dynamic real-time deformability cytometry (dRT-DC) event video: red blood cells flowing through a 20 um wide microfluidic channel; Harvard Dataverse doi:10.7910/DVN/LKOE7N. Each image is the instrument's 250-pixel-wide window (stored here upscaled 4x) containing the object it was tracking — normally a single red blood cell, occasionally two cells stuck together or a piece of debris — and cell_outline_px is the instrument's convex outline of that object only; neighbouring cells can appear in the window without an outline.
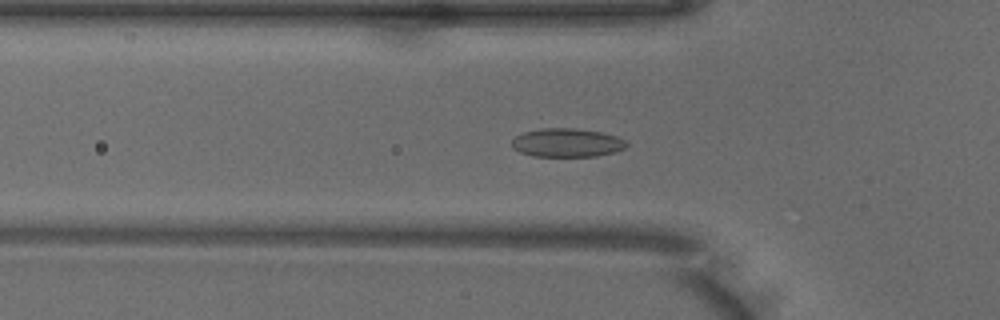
{"species": "common noctule bat (a hibernating species)", "species_latin": "Nyctalus noctula", "temperature_condition": "warm", "stored_images_in_passage": 49, "camera_frame_rate_fps": 3000, "um_per_image_px": 0.085, "animal": {"sex": "male", "body_mass_g": 18.8}, "frame": {"image": 1, "passage_image": 15, "time_ms": 4.667, "image_size_px": [1000, 320], "cell_outline_px": [[628, 144], [624, 148], [616, 152], [596, 156], [532, 156], [520, 152], [512, 148], [512, 140], [516, 136], [524, 132], [540, 128], [576, 128], [600, 132], [616, 136], [624, 140]], "centroid_in_image_um": [48.18, 12.13], "position_along_channel_um": 77.6, "area_um2": 19.13}}
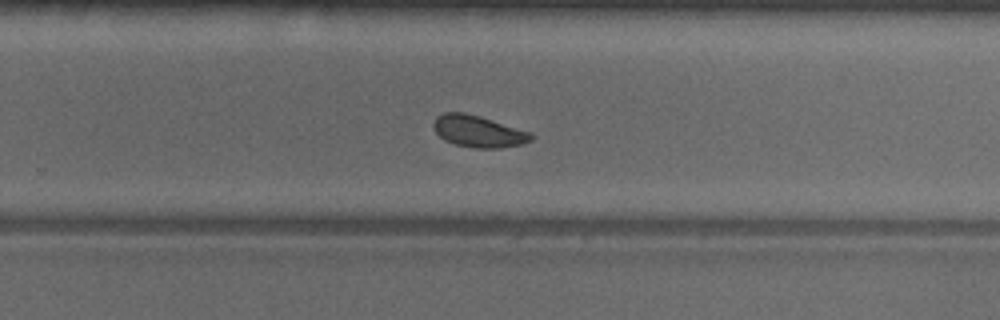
{"frame": {"image": 2, "passage_image": 31, "time_ms": 10.0, "image_size_px": [1000, 320], "cell_outline_px": [[532, 140], [520, 144], [500, 148], [476, 148], [456, 144], [444, 140], [436, 132], [432, 124], [436, 116], [444, 112], [464, 112], [480, 116], [532, 132]], "centroid_in_image_um": [40.65, 11.15], "position_along_channel_um": 289.2, "area_um2": 18.03}}
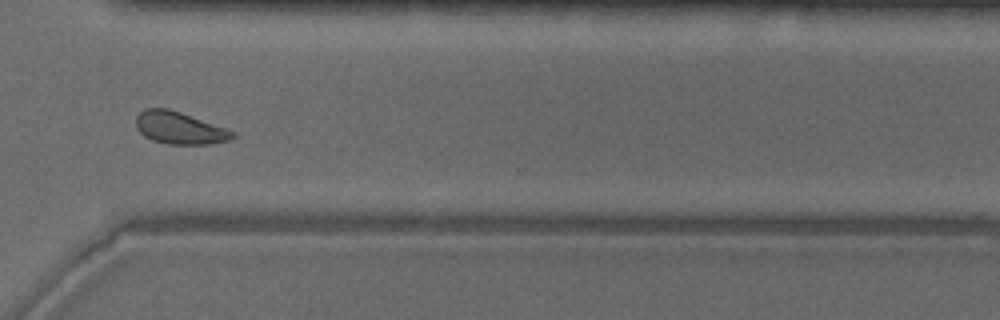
{"frame": {"image": 3, "passage_image": 36, "time_ms": 11.667, "image_size_px": [1000, 320], "cell_outline_px": [[236, 136], [232, 140], [212, 144], [168, 144], [152, 140], [144, 136], [136, 128], [136, 116], [144, 108], [168, 108], [180, 112], [236, 132]], "centroid_in_image_um": [15.26, 10.88], "position_along_channel_um": 355.3, "area_um2": 18.21}, "authors_computed_cell_mechanics": {"area_um2": 18.5538, "velocity_mm_per_s": 3.9561, "shape_relaxation_time_tau1_ms": 6.0407, "shape_relaxation_time_tau2_ms": 7.5138, "deformation_change_tau1": 0.1169, "deformation_change_tau2": 0.0913}}